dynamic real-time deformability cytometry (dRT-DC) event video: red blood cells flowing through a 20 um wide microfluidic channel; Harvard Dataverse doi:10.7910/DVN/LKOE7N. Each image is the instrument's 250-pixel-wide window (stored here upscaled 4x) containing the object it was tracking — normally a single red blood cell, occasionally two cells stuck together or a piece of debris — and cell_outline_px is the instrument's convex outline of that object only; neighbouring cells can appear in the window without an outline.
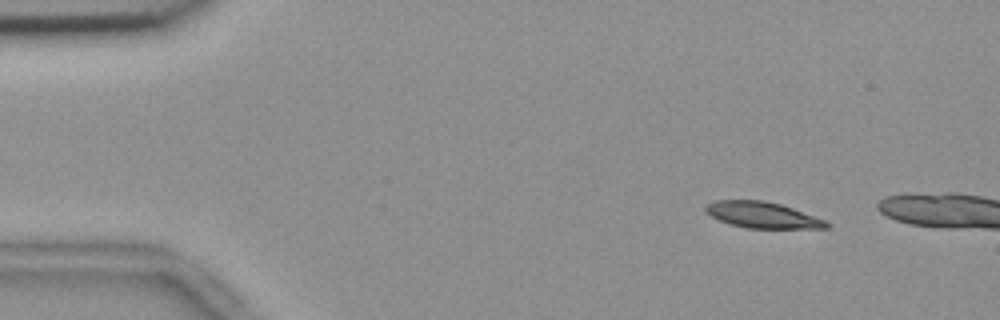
{"species": "common noctule bat (a hibernating species)", "species_latin": "Nyctalus noctula", "temperature_condition": "room temperature", "stored_images_in_passage": 9, "camera_frame_rate_fps": 3000, "um_per_image_px": 0.085, "animal": {"sex": "female", "body_mass_g": 18.4}, "frame": {"image": 1, "passage_image": 6, "time_ms": 1.667, "image_size_px": [1000, 320], "cell_outline_px": [[832, 224], [828, 228], [748, 228], [732, 224], [720, 220], [704, 212], [704, 208], [708, 204], [716, 200], [764, 200], [780, 204], [792, 208], [824, 220]], "centroid_in_image_um": [64.8, 18.27], "position_along_channel_um": 20.2, "area_um2": 18.15}}